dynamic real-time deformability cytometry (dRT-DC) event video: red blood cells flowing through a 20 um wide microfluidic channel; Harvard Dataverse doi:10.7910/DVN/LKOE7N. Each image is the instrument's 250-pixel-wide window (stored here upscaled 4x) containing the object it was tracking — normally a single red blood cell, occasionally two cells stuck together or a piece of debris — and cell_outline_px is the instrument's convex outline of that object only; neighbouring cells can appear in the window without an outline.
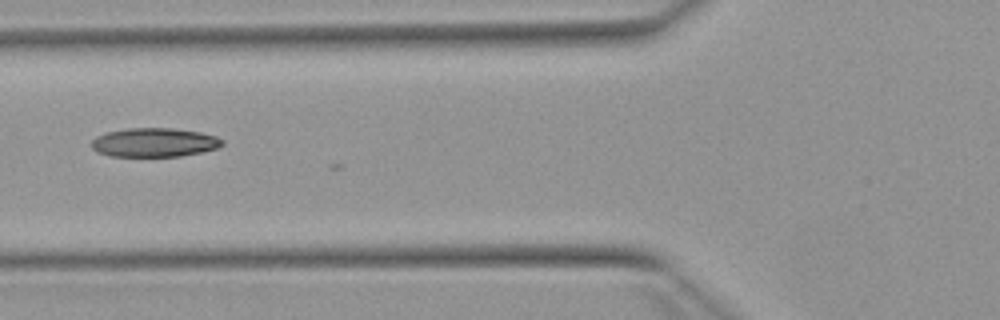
{"species": "Egyptian fruit bat (a non-hibernating species)", "species_latin": "Rousettus aegyptiacus", "temperature_condition": "warm", "stored_images_in_passage": 4, "camera_frame_rate_fps": 3000, "um_per_image_px": 0.085, "animal": {"sex": "female"}, "frame": {"image": 1, "passage_image": 3, "time_ms": 0.667, "image_size_px": [1000, 320], "cell_outline_px": [[224, 144], [216, 148], [200, 152], [180, 156], [108, 156], [96, 152], [92, 148], [92, 140], [96, 136], [108, 132], [128, 128], [172, 128], [200, 132], [216, 136], [224, 140]], "centroid_in_image_um": [13.1, 12.11], "position_along_channel_um": 112.7, "area_um2": 22.02}}